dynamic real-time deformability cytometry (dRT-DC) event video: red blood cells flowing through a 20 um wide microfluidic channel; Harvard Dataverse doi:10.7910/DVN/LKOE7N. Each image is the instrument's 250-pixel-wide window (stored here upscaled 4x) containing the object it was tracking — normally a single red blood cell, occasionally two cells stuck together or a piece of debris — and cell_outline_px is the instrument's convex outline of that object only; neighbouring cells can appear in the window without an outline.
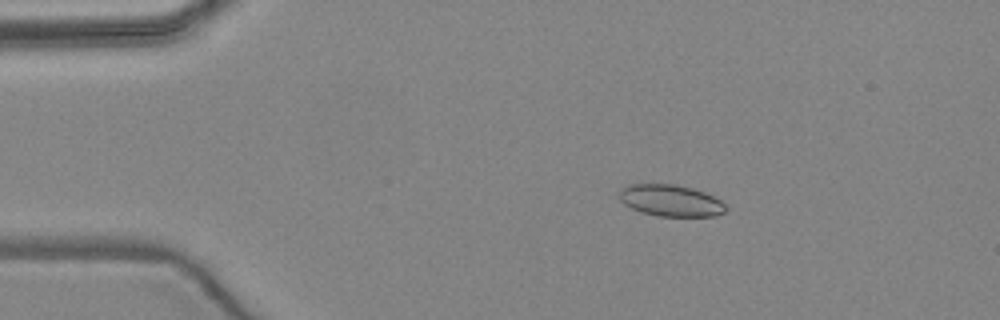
{"species": "common noctule bat (a hibernating species)", "species_latin": "Nyctalus noctula", "temperature_condition": "warm", "stored_images_in_passage": 5, "camera_frame_rate_fps": 3000, "um_per_image_px": 0.085, "animal": {"sex": "female", "body_mass_g": 24.6, "forearm_length_mm": 56.2}, "frame": {"image": 1, "passage_image": 1, "time_ms": 0.0, "image_size_px": [1000, 320], "cell_outline_px": [[728, 208], [724, 212], [716, 216], [660, 216], [640, 212], [624, 204], [620, 200], [620, 192], [628, 184], [676, 184], [692, 188], [704, 192], [720, 200]], "centroid_in_image_um": [57.02, 17.05], "position_along_channel_um": 28.0, "area_um2": 19.54}}
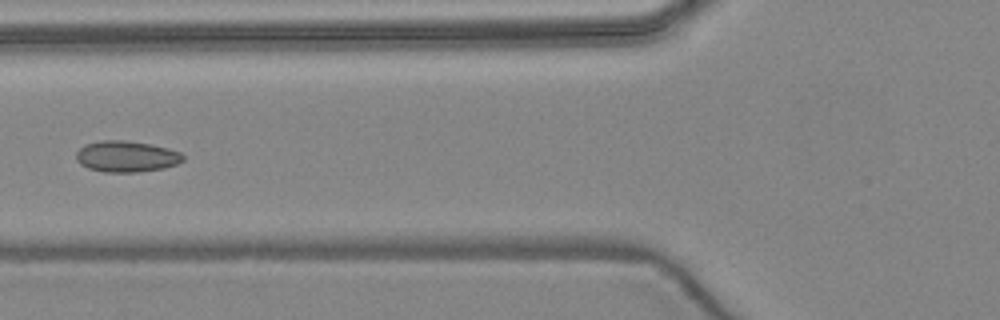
{"frame": {"image": 2, "passage_image": 4, "time_ms": 3.667, "image_size_px": [1000, 320], "cell_outline_px": [[184, 160], [176, 164], [164, 168], [136, 172], [104, 172], [88, 168], [80, 164], [76, 160], [76, 152], [84, 144], [100, 140], [124, 140], [152, 144], [168, 148], [180, 152], [184, 156]], "centroid_in_image_um": [10.73, 13.29], "position_along_channel_um": 115.1, "area_um2": 19.54}}
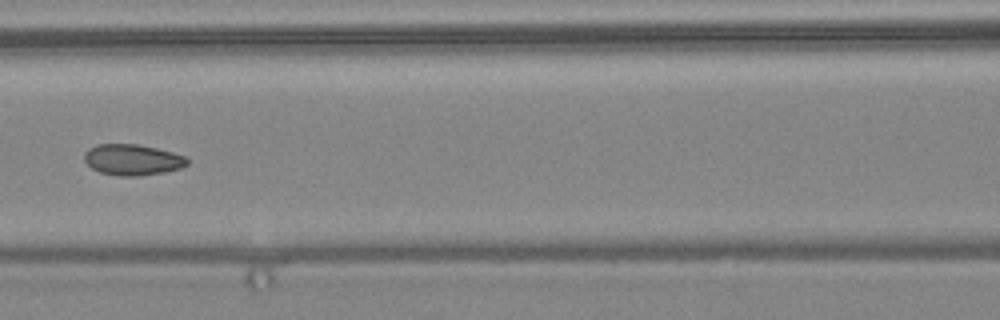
{"frame": {"image": 3, "passage_image": 5, "time_ms": 4.667, "image_size_px": [1000, 320], "cell_outline_px": [[188, 164], [180, 168], [164, 172], [140, 176], [120, 176], [100, 172], [92, 168], [84, 160], [84, 152], [88, 148], [96, 144], [136, 144], [156, 148], [172, 152], [184, 156], [188, 160]], "centroid_in_image_um": [11.23, 13.57], "position_along_channel_um": 155.4, "area_um2": 18.55}}